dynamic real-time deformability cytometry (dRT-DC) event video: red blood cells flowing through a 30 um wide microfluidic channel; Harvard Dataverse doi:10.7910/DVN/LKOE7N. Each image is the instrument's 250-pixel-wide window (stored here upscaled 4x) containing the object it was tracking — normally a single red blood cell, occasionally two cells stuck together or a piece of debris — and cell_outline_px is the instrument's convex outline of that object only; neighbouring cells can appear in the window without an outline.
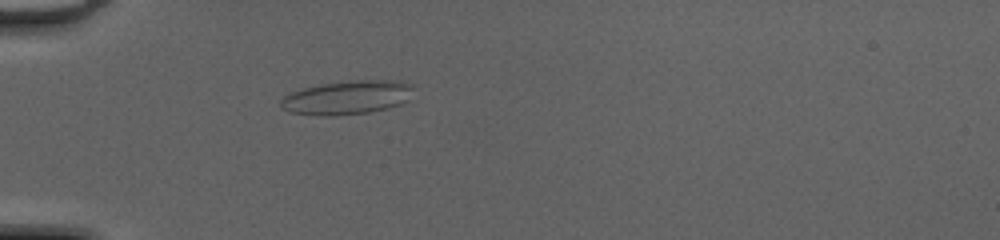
{"species": "common noctule bat (a hibernating species)", "species_latin": "Nyctalus noctula", "temperature_condition": "cold", "stored_images_in_passage": 51, "camera_frame_rate_fps": 3000, "um_per_image_px": 0.085, "animal": {"sex": "female", "body_mass_g": 20.0, "forearm_length_mm": 54.0}, "frame": {"image": 1, "passage_image": 17, "time_ms": 5.333, "image_size_px": [1000, 240], "cell_outline_px": [[412, 88], [408, 100], [400, 104], [388, 108], [368, 112], [332, 116], [324, 116], [288, 112], [280, 108], [280, 100], [288, 92], [304, 88], [324, 84], [348, 80], [392, 80], [412, 84]], "centroid_in_image_um": [29.46, 8.29], "position_along_channel_um": 55.5, "area_um2": 26.18}}
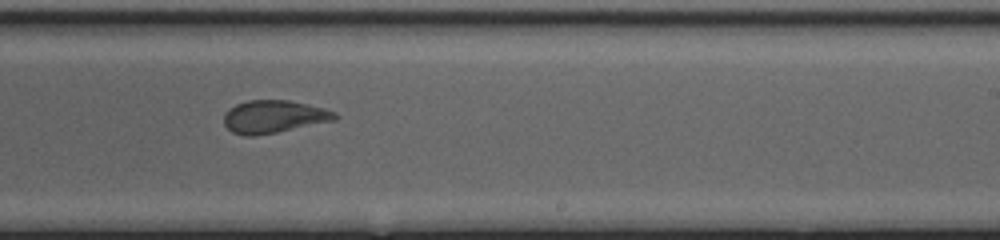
{"frame": {"image": 2, "passage_image": 33, "time_ms": 10.667, "image_size_px": [1000, 240], "cell_outline_px": [[340, 116], [336, 120], [256, 136], [244, 136], [232, 132], [224, 124], [224, 116], [228, 108], [236, 104], [248, 100], [288, 100], [324, 108], [336, 112]], "centroid_in_image_um": [23.27, 9.91], "position_along_channel_um": 265.7, "area_um2": 21.21}}
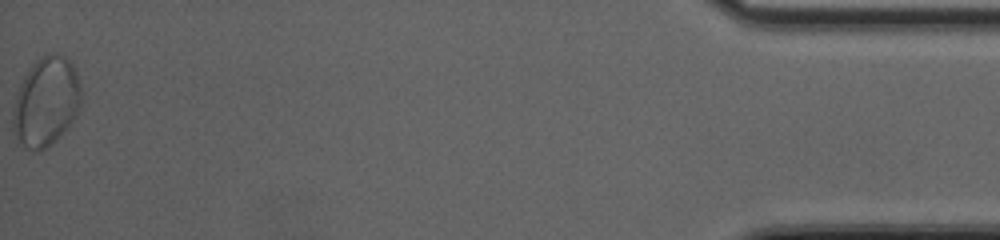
{"frame": {"image": 3, "passage_image": 51, "time_ms": 16.667, "image_size_px": [1000, 240], "cell_outline_px": [[80, 108], [76, 116], [60, 136], [52, 144], [40, 152], [36, 152], [20, 144], [16, 136], [12, 124], [12, 108], [20, 84], [28, 68], [40, 56], [64, 56], [72, 64], [76, 72], [80, 84]], "centroid_in_image_um": [3.89, 8.69], "position_along_channel_um": 431.3, "area_um2": 35.32}, "authors_computed_cell_mechanics": {"area_um2": 25.7788, "velocity_mm_per_s": 4.1979, "shape_relaxation_time_tau1_ms": null, "shape_relaxation_time_tau2_ms": 1.0334, "deformation_change_tau1": null, "deformation_change_tau2": 0.0697}}